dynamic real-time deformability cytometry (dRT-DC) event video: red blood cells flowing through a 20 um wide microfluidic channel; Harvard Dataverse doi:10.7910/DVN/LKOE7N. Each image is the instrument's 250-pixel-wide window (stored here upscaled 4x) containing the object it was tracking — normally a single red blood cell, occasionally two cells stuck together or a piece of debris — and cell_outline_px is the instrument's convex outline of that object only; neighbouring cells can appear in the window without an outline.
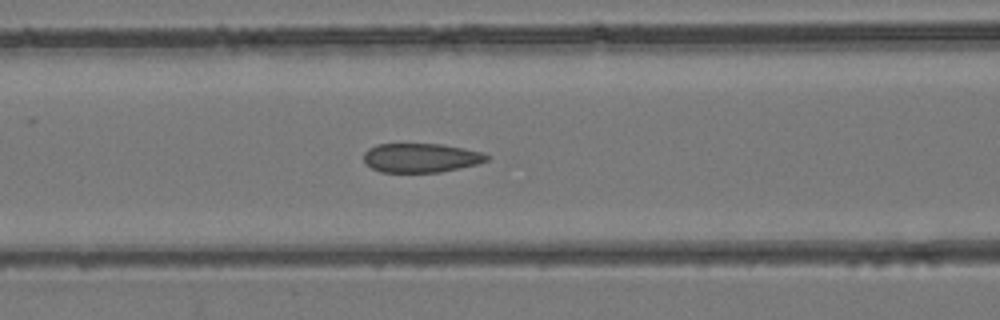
{"species": "common noctule bat (a hibernating species)", "species_latin": "Nyctalus noctula", "temperature_condition": "room temperature", "stored_images_in_passage": 35, "camera_frame_rate_fps": 3000, "um_per_image_px": 0.085, "animal": {"sex": "female", "body_mass_g": 24.6, "forearm_length_mm": 56.2}, "frame": {"image": 1, "passage_image": 13, "time_ms": 4.0, "image_size_px": [1000, 320], "cell_outline_px": [[488, 160], [476, 164], [440, 172], [380, 172], [364, 164], [364, 152], [368, 148], [376, 144], [440, 144], [464, 148], [480, 152], [488, 156]], "centroid_in_image_um": [35.71, 13.41], "position_along_channel_um": 130.9, "area_um2": 20.81}}
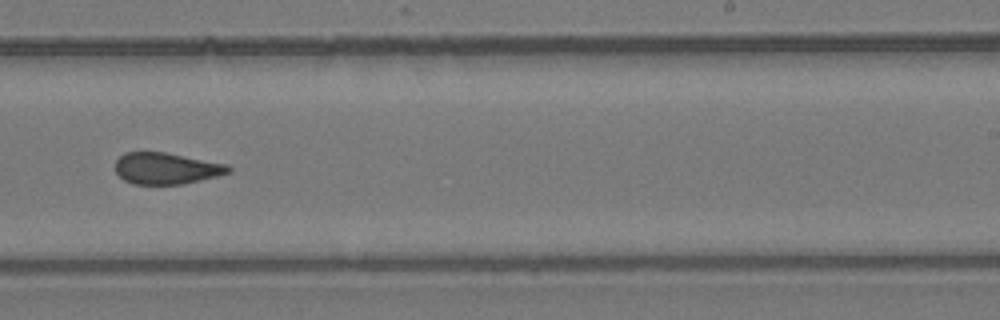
{"frame": {"image": 2, "passage_image": 22, "time_ms": 7.0, "image_size_px": [1000, 320], "cell_outline_px": [[232, 172], [184, 184], [132, 184], [124, 180], [116, 172], [116, 160], [124, 152], [164, 152], [228, 164], [232, 168]], "centroid_in_image_um": [14.15, 14.31], "position_along_channel_um": 274.9, "area_um2": 20.75}}
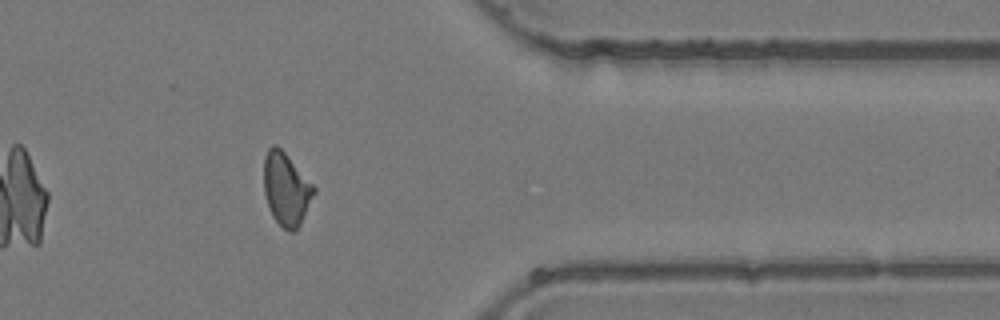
{"frame": {"image": 3, "passage_image": 30, "time_ms": 9.667, "image_size_px": [1000, 320], "cell_outline_px": [[316, 192], [296, 232], [288, 232], [272, 216], [264, 192], [264, 156], [268, 148], [272, 144], [276, 144], [284, 152], [316, 188]], "centroid_in_image_um": [24.32, 16.07], "position_along_channel_um": 387.1, "area_um2": 21.1}}